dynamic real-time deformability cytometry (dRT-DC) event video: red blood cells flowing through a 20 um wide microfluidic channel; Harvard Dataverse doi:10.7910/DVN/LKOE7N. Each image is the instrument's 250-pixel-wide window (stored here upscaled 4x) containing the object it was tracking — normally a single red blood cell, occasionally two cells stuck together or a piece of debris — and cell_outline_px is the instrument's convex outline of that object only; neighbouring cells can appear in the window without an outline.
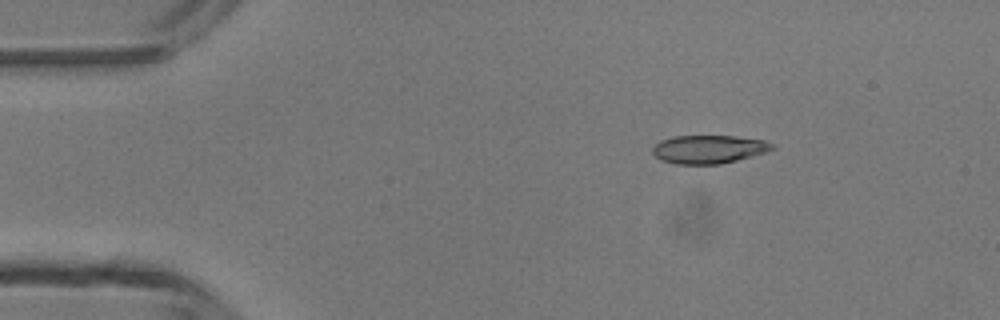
{"species": "common noctule bat (a hibernating species)", "species_latin": "Nyctalus noctula", "temperature_condition": "room temperature", "stored_images_in_passage": 3, "camera_frame_rate_fps": 3000, "um_per_image_px": 0.085, "animal": {"sex": "male", "body_mass_g": 13.3}, "frame": {"image": 1, "passage_image": 1, "time_ms": 0.0, "image_size_px": [1000, 320], "cell_outline_px": [[776, 148], [768, 152], [720, 164], [676, 164], [660, 160], [652, 152], [652, 148], [660, 140], [672, 136], [736, 136], [764, 140], [772, 144]], "centroid_in_image_um": [60.24, 12.68], "position_along_channel_um": 24.8, "area_um2": 19.83}}